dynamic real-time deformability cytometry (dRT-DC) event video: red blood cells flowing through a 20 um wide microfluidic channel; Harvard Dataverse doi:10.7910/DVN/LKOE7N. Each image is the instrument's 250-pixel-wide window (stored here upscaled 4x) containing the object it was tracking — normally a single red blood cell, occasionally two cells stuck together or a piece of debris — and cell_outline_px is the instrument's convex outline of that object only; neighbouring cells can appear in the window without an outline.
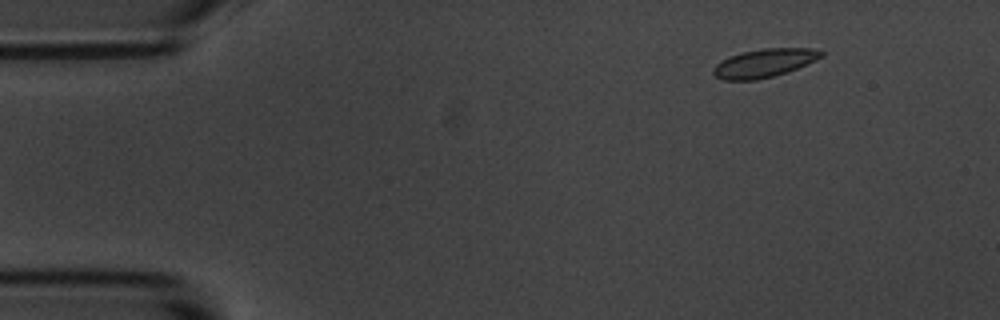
{"species": "common noctule bat (a hibernating species)", "species_latin": "Nyctalus noctula", "temperature_condition": "room temperature", "stored_images_in_passage": 4, "segment_of_instrument_passage": [1, 2], "camera_frame_rate_fps": 3000, "um_per_image_px": 0.085, "animal": {"sex": "male", "body_mass_g": 20.1, "forearm_length_mm": 53.5}, "frame": {"image": 1, "passage_image": 1, "time_ms": 0.0, "image_size_px": [1000, 320], "cell_outline_px": [[824, 56], [816, 60], [788, 72], [756, 80], [724, 80], [716, 76], [712, 72], [712, 68], [716, 64], [728, 56], [740, 52], [764, 48], [812, 48], [824, 52]], "centroid_in_image_um": [64.95, 5.35], "position_along_channel_um": 20.0, "area_um2": 17.98}}